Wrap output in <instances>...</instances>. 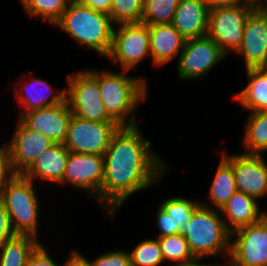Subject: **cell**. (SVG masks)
<instances>
[{"instance_id":"1","label":"cell","mask_w":267,"mask_h":266,"mask_svg":"<svg viewBox=\"0 0 267 266\" xmlns=\"http://www.w3.org/2000/svg\"><path fill=\"white\" fill-rule=\"evenodd\" d=\"M143 138L138 126H121L103 155L101 205L112 215L130 195L157 183L166 171L151 142Z\"/></svg>"},{"instance_id":"2","label":"cell","mask_w":267,"mask_h":266,"mask_svg":"<svg viewBox=\"0 0 267 266\" xmlns=\"http://www.w3.org/2000/svg\"><path fill=\"white\" fill-rule=\"evenodd\" d=\"M114 25L108 13L71 0L61 18L54 24L67 32L80 46L108 56L113 42Z\"/></svg>"},{"instance_id":"3","label":"cell","mask_w":267,"mask_h":266,"mask_svg":"<svg viewBox=\"0 0 267 266\" xmlns=\"http://www.w3.org/2000/svg\"><path fill=\"white\" fill-rule=\"evenodd\" d=\"M87 71L98 81L102 103L108 114L120 126H137L132 113L135 114L136 106L146 97L145 79L127 76L124 74L126 70H122L121 74Z\"/></svg>"},{"instance_id":"4","label":"cell","mask_w":267,"mask_h":266,"mask_svg":"<svg viewBox=\"0 0 267 266\" xmlns=\"http://www.w3.org/2000/svg\"><path fill=\"white\" fill-rule=\"evenodd\" d=\"M226 223L217 211L202 203L191 220L180 227L179 234L185 237L195 258L203 259L224 251L230 255L232 236Z\"/></svg>"},{"instance_id":"5","label":"cell","mask_w":267,"mask_h":266,"mask_svg":"<svg viewBox=\"0 0 267 266\" xmlns=\"http://www.w3.org/2000/svg\"><path fill=\"white\" fill-rule=\"evenodd\" d=\"M33 181L16 175L0 192V201L7 210L16 235L37 237L38 198Z\"/></svg>"},{"instance_id":"6","label":"cell","mask_w":267,"mask_h":266,"mask_svg":"<svg viewBox=\"0 0 267 266\" xmlns=\"http://www.w3.org/2000/svg\"><path fill=\"white\" fill-rule=\"evenodd\" d=\"M66 100L73 115L104 123H117L102 103L98 81L87 71L69 75Z\"/></svg>"},{"instance_id":"7","label":"cell","mask_w":267,"mask_h":266,"mask_svg":"<svg viewBox=\"0 0 267 266\" xmlns=\"http://www.w3.org/2000/svg\"><path fill=\"white\" fill-rule=\"evenodd\" d=\"M254 10L248 5L209 9L207 35L226 55L232 50L236 52L243 40L244 25Z\"/></svg>"},{"instance_id":"8","label":"cell","mask_w":267,"mask_h":266,"mask_svg":"<svg viewBox=\"0 0 267 266\" xmlns=\"http://www.w3.org/2000/svg\"><path fill=\"white\" fill-rule=\"evenodd\" d=\"M118 123H104L81 119L72 114L63 145L73 153L104 155Z\"/></svg>"},{"instance_id":"9","label":"cell","mask_w":267,"mask_h":266,"mask_svg":"<svg viewBox=\"0 0 267 266\" xmlns=\"http://www.w3.org/2000/svg\"><path fill=\"white\" fill-rule=\"evenodd\" d=\"M113 31L112 48L107 56L118 62L122 70L129 71L150 54L148 24L123 23ZM117 30V31H116Z\"/></svg>"},{"instance_id":"10","label":"cell","mask_w":267,"mask_h":266,"mask_svg":"<svg viewBox=\"0 0 267 266\" xmlns=\"http://www.w3.org/2000/svg\"><path fill=\"white\" fill-rule=\"evenodd\" d=\"M178 60L180 79L204 77L219 61L226 58L220 46L208 35L185 40Z\"/></svg>"},{"instance_id":"11","label":"cell","mask_w":267,"mask_h":266,"mask_svg":"<svg viewBox=\"0 0 267 266\" xmlns=\"http://www.w3.org/2000/svg\"><path fill=\"white\" fill-rule=\"evenodd\" d=\"M237 238L231 243L233 266H267V220L241 227L231 233Z\"/></svg>"},{"instance_id":"12","label":"cell","mask_w":267,"mask_h":266,"mask_svg":"<svg viewBox=\"0 0 267 266\" xmlns=\"http://www.w3.org/2000/svg\"><path fill=\"white\" fill-rule=\"evenodd\" d=\"M104 168L103 155L69 152L61 184L69 182L75 187L89 190L101 205Z\"/></svg>"},{"instance_id":"13","label":"cell","mask_w":267,"mask_h":266,"mask_svg":"<svg viewBox=\"0 0 267 266\" xmlns=\"http://www.w3.org/2000/svg\"><path fill=\"white\" fill-rule=\"evenodd\" d=\"M223 157L233 167L237 191L255 199L267 194V163L262 154H224Z\"/></svg>"},{"instance_id":"14","label":"cell","mask_w":267,"mask_h":266,"mask_svg":"<svg viewBox=\"0 0 267 266\" xmlns=\"http://www.w3.org/2000/svg\"><path fill=\"white\" fill-rule=\"evenodd\" d=\"M72 118L67 100L64 103L21 113L19 120L29 129L43 134L54 143H63Z\"/></svg>"},{"instance_id":"15","label":"cell","mask_w":267,"mask_h":266,"mask_svg":"<svg viewBox=\"0 0 267 266\" xmlns=\"http://www.w3.org/2000/svg\"><path fill=\"white\" fill-rule=\"evenodd\" d=\"M16 126L14 136L6 147L14 172L22 175L43 151L55 143L43 134L27 128L19 119Z\"/></svg>"},{"instance_id":"16","label":"cell","mask_w":267,"mask_h":266,"mask_svg":"<svg viewBox=\"0 0 267 266\" xmlns=\"http://www.w3.org/2000/svg\"><path fill=\"white\" fill-rule=\"evenodd\" d=\"M236 53L244 55L246 70L267 68V15L257 9L250 14Z\"/></svg>"},{"instance_id":"17","label":"cell","mask_w":267,"mask_h":266,"mask_svg":"<svg viewBox=\"0 0 267 266\" xmlns=\"http://www.w3.org/2000/svg\"><path fill=\"white\" fill-rule=\"evenodd\" d=\"M209 8L205 0H179L172 25L185 40L208 34Z\"/></svg>"},{"instance_id":"18","label":"cell","mask_w":267,"mask_h":266,"mask_svg":"<svg viewBox=\"0 0 267 266\" xmlns=\"http://www.w3.org/2000/svg\"><path fill=\"white\" fill-rule=\"evenodd\" d=\"M150 55L155 66L165 65L183 50L185 39L172 24L148 25Z\"/></svg>"},{"instance_id":"19","label":"cell","mask_w":267,"mask_h":266,"mask_svg":"<svg viewBox=\"0 0 267 266\" xmlns=\"http://www.w3.org/2000/svg\"><path fill=\"white\" fill-rule=\"evenodd\" d=\"M69 152L63 143L53 144L37 157L22 176L32 181L39 177L44 181L61 184Z\"/></svg>"},{"instance_id":"20","label":"cell","mask_w":267,"mask_h":266,"mask_svg":"<svg viewBox=\"0 0 267 266\" xmlns=\"http://www.w3.org/2000/svg\"><path fill=\"white\" fill-rule=\"evenodd\" d=\"M257 199L237 191L219 210L228 220L226 227L232 233L235 230L259 222L264 212L259 213Z\"/></svg>"},{"instance_id":"21","label":"cell","mask_w":267,"mask_h":266,"mask_svg":"<svg viewBox=\"0 0 267 266\" xmlns=\"http://www.w3.org/2000/svg\"><path fill=\"white\" fill-rule=\"evenodd\" d=\"M246 72L249 83L234 98L250 112H267V68Z\"/></svg>"},{"instance_id":"22","label":"cell","mask_w":267,"mask_h":266,"mask_svg":"<svg viewBox=\"0 0 267 266\" xmlns=\"http://www.w3.org/2000/svg\"><path fill=\"white\" fill-rule=\"evenodd\" d=\"M33 80L30 81L31 84L28 85V83L26 85H24L22 88L24 90H26V94H24L22 91H17V87H14L16 89V94H19V96H17L16 98H18V102L20 104H22L25 108L22 111V113H26L35 109H41V108H45V107H49V106H55L61 103H64L66 101V89L59 91L57 93H53L54 90H50V86L47 83V81H44L42 79H36V78H32ZM45 85V86H44ZM31 86V87H30ZM48 88L49 93L44 92L43 91ZM40 88L39 90L37 88ZM36 88V89H35ZM43 88V90H42ZM30 90V91H29ZM42 93H41V92ZM52 96V97H50ZM50 97V99H48ZM48 99V100H47Z\"/></svg>"},{"instance_id":"23","label":"cell","mask_w":267,"mask_h":266,"mask_svg":"<svg viewBox=\"0 0 267 266\" xmlns=\"http://www.w3.org/2000/svg\"><path fill=\"white\" fill-rule=\"evenodd\" d=\"M236 192L233 167L222 156L210 186L209 199L220 210Z\"/></svg>"},{"instance_id":"24","label":"cell","mask_w":267,"mask_h":266,"mask_svg":"<svg viewBox=\"0 0 267 266\" xmlns=\"http://www.w3.org/2000/svg\"><path fill=\"white\" fill-rule=\"evenodd\" d=\"M39 244L33 236L16 235L0 247V265L26 266L29 255Z\"/></svg>"},{"instance_id":"25","label":"cell","mask_w":267,"mask_h":266,"mask_svg":"<svg viewBox=\"0 0 267 266\" xmlns=\"http://www.w3.org/2000/svg\"><path fill=\"white\" fill-rule=\"evenodd\" d=\"M243 143L247 154L267 151V112H250Z\"/></svg>"},{"instance_id":"26","label":"cell","mask_w":267,"mask_h":266,"mask_svg":"<svg viewBox=\"0 0 267 266\" xmlns=\"http://www.w3.org/2000/svg\"><path fill=\"white\" fill-rule=\"evenodd\" d=\"M158 243L163 260H170L181 266L195 259L191 253L187 240L181 234L158 237Z\"/></svg>"},{"instance_id":"27","label":"cell","mask_w":267,"mask_h":266,"mask_svg":"<svg viewBox=\"0 0 267 266\" xmlns=\"http://www.w3.org/2000/svg\"><path fill=\"white\" fill-rule=\"evenodd\" d=\"M179 0H144L142 23L171 24Z\"/></svg>"},{"instance_id":"28","label":"cell","mask_w":267,"mask_h":266,"mask_svg":"<svg viewBox=\"0 0 267 266\" xmlns=\"http://www.w3.org/2000/svg\"><path fill=\"white\" fill-rule=\"evenodd\" d=\"M71 0H21L30 16L40 17L53 25L61 18Z\"/></svg>"},{"instance_id":"29","label":"cell","mask_w":267,"mask_h":266,"mask_svg":"<svg viewBox=\"0 0 267 266\" xmlns=\"http://www.w3.org/2000/svg\"><path fill=\"white\" fill-rule=\"evenodd\" d=\"M201 204L183 197H172L162 202L160 207L174 220V234H178L183 223L191 220L195 210Z\"/></svg>"},{"instance_id":"30","label":"cell","mask_w":267,"mask_h":266,"mask_svg":"<svg viewBox=\"0 0 267 266\" xmlns=\"http://www.w3.org/2000/svg\"><path fill=\"white\" fill-rule=\"evenodd\" d=\"M144 0H112L109 16L113 23L142 22Z\"/></svg>"},{"instance_id":"31","label":"cell","mask_w":267,"mask_h":266,"mask_svg":"<svg viewBox=\"0 0 267 266\" xmlns=\"http://www.w3.org/2000/svg\"><path fill=\"white\" fill-rule=\"evenodd\" d=\"M130 253L131 266H158L163 256L158 239H147L140 242Z\"/></svg>"},{"instance_id":"32","label":"cell","mask_w":267,"mask_h":266,"mask_svg":"<svg viewBox=\"0 0 267 266\" xmlns=\"http://www.w3.org/2000/svg\"><path fill=\"white\" fill-rule=\"evenodd\" d=\"M90 266H131L130 253L125 251H112L98 256L90 262L83 257Z\"/></svg>"},{"instance_id":"33","label":"cell","mask_w":267,"mask_h":266,"mask_svg":"<svg viewBox=\"0 0 267 266\" xmlns=\"http://www.w3.org/2000/svg\"><path fill=\"white\" fill-rule=\"evenodd\" d=\"M16 175L7 147H0V192Z\"/></svg>"},{"instance_id":"34","label":"cell","mask_w":267,"mask_h":266,"mask_svg":"<svg viewBox=\"0 0 267 266\" xmlns=\"http://www.w3.org/2000/svg\"><path fill=\"white\" fill-rule=\"evenodd\" d=\"M68 260L63 266H67ZM26 266H58L55 261L50 258L47 250L42 244H39L29 255ZM60 266V265H59Z\"/></svg>"},{"instance_id":"35","label":"cell","mask_w":267,"mask_h":266,"mask_svg":"<svg viewBox=\"0 0 267 266\" xmlns=\"http://www.w3.org/2000/svg\"><path fill=\"white\" fill-rule=\"evenodd\" d=\"M15 236L16 233L12 228L10 216L4 204L0 201V247Z\"/></svg>"},{"instance_id":"36","label":"cell","mask_w":267,"mask_h":266,"mask_svg":"<svg viewBox=\"0 0 267 266\" xmlns=\"http://www.w3.org/2000/svg\"><path fill=\"white\" fill-rule=\"evenodd\" d=\"M157 224L160 230L158 237L174 235V220L160 207L157 211Z\"/></svg>"},{"instance_id":"37","label":"cell","mask_w":267,"mask_h":266,"mask_svg":"<svg viewBox=\"0 0 267 266\" xmlns=\"http://www.w3.org/2000/svg\"><path fill=\"white\" fill-rule=\"evenodd\" d=\"M209 9L245 5V0H205Z\"/></svg>"},{"instance_id":"38","label":"cell","mask_w":267,"mask_h":266,"mask_svg":"<svg viewBox=\"0 0 267 266\" xmlns=\"http://www.w3.org/2000/svg\"><path fill=\"white\" fill-rule=\"evenodd\" d=\"M86 6H90L93 9L100 10L109 13L112 0H79Z\"/></svg>"},{"instance_id":"39","label":"cell","mask_w":267,"mask_h":266,"mask_svg":"<svg viewBox=\"0 0 267 266\" xmlns=\"http://www.w3.org/2000/svg\"><path fill=\"white\" fill-rule=\"evenodd\" d=\"M68 258L67 266H90V264L83 258V256L76 251H72Z\"/></svg>"},{"instance_id":"40","label":"cell","mask_w":267,"mask_h":266,"mask_svg":"<svg viewBox=\"0 0 267 266\" xmlns=\"http://www.w3.org/2000/svg\"><path fill=\"white\" fill-rule=\"evenodd\" d=\"M198 261H200V258H195L194 260H192V261H189V262H187L186 264H184V265H181V266H222V265H215V264H199L198 263ZM224 266V265H223ZM227 266H233L232 265V262H230Z\"/></svg>"},{"instance_id":"41","label":"cell","mask_w":267,"mask_h":266,"mask_svg":"<svg viewBox=\"0 0 267 266\" xmlns=\"http://www.w3.org/2000/svg\"><path fill=\"white\" fill-rule=\"evenodd\" d=\"M262 2V0H245V5L251 6L256 10L262 5Z\"/></svg>"},{"instance_id":"42","label":"cell","mask_w":267,"mask_h":266,"mask_svg":"<svg viewBox=\"0 0 267 266\" xmlns=\"http://www.w3.org/2000/svg\"><path fill=\"white\" fill-rule=\"evenodd\" d=\"M263 3L257 10L260 11L262 14L267 15V0L263 1Z\"/></svg>"},{"instance_id":"43","label":"cell","mask_w":267,"mask_h":266,"mask_svg":"<svg viewBox=\"0 0 267 266\" xmlns=\"http://www.w3.org/2000/svg\"><path fill=\"white\" fill-rule=\"evenodd\" d=\"M264 218L267 220V213L264 212Z\"/></svg>"}]
</instances>
